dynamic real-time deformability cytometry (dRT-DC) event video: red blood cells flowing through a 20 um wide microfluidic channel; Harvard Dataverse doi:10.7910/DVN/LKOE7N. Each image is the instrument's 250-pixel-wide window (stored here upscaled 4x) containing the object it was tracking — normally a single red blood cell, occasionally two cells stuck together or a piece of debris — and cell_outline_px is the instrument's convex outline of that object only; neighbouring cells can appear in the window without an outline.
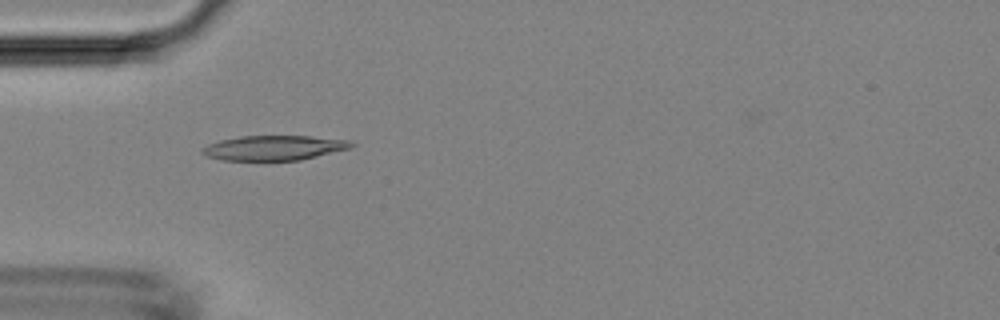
{"species": "Egyptian fruit bat (a non-hibernating species)", "species_latin": "Rousettus aegyptiacus", "temperature_condition": "room temperature", "stored_images_in_passage": 34, "camera_frame_rate_fps": 3000, "um_per_image_px": 0.085, "animal": {"sex": "female"}, "frame": {"image": 1, "passage_image": 1, "time_ms": 0.0, "image_size_px": [1000, 320], "cell_outline_px": [[356, 144], [352, 148], [300, 160], [220, 160], [208, 156], [200, 152], [200, 148], [208, 144], [220, 140], [240, 136], [312, 136], [352, 140]], "centroid_in_image_um": [23.32, 12.56], "position_along_channel_um": 61.7, "area_um2": 21.73}}
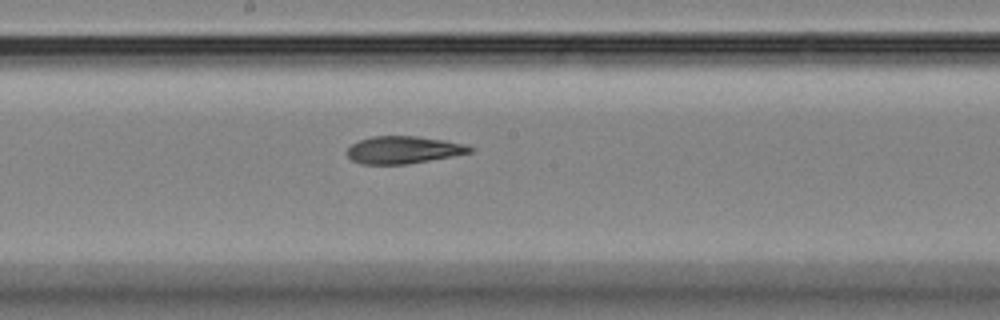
{"frame": {"image": 2, "passage_image": 12, "time_ms": 3.667, "image_size_px": [1000, 320], "cell_outline_px": [[476, 148], [472, 152], [452, 156], [408, 164], [360, 164], [352, 160], [344, 152], [352, 144], [360, 140], [372, 136], [416, 136], [444, 140], [468, 144]], "centroid_in_image_um": [34.31, 12.74], "position_along_channel_um": 213.9, "area_um2": 19.77}}
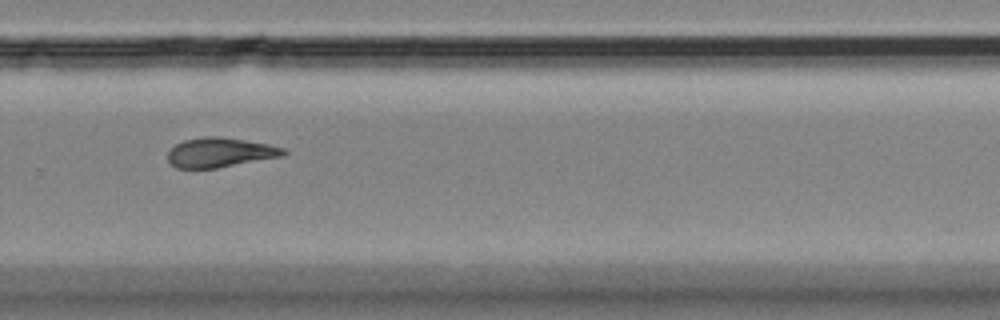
{"frame": {"image": 3, "passage_image": 19, "time_ms": 6.0, "image_size_px": [1000, 320], "cell_outline_px": [[288, 152], [284, 156], [216, 168], [176, 168], [168, 160], [168, 152], [176, 144], [184, 140], [204, 136], [220, 136], [268, 144], [284, 148]], "centroid_in_image_um": [18.72, 12.95], "position_along_channel_um": 311.1, "area_um2": 19.88}}